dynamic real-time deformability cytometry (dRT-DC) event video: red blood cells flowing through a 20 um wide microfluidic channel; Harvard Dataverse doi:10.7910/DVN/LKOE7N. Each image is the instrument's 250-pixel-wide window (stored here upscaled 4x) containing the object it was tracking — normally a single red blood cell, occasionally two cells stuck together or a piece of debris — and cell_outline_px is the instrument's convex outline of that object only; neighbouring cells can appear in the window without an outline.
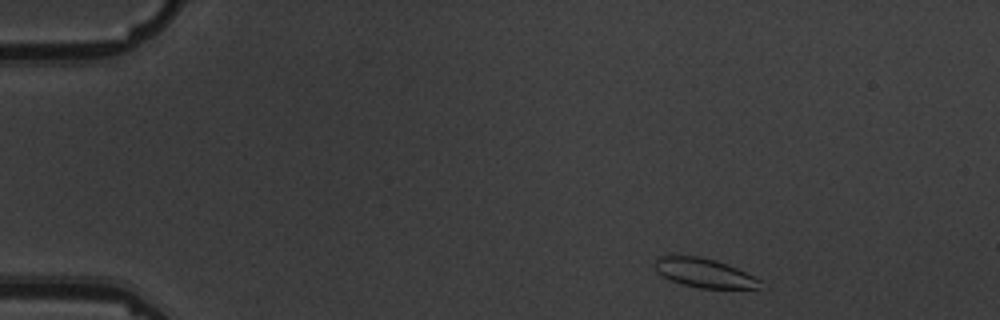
{"species": "common noctule bat (a hibernating species)", "species_latin": "Nyctalus noctula", "temperature_condition": "warm", "stored_images_in_passage": 6, "camera_frame_rate_fps": 3000, "um_per_image_px": 0.085, "animal": {"sex": "male", "body_mass_g": 19.5, "forearm_length_mm": 54.6}, "frame": {"image": 1, "passage_image": 1, "time_ms": 0.0, "image_size_px": [1000, 320], "cell_outline_px": [[764, 292], [700, 288], [684, 284], [672, 280], [656, 272], [652, 264], [660, 256], [700, 256], [716, 260], [736, 268], [760, 280]], "centroid_in_image_um": [59.99, 23.26], "position_along_channel_um": 25.0, "area_um2": 18.5}}
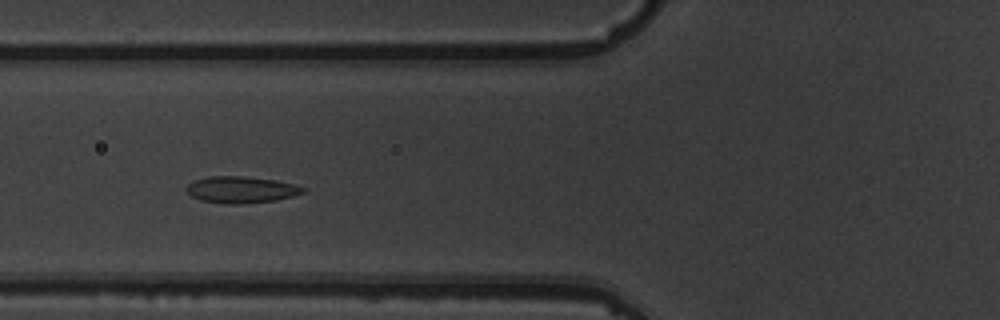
{"frame": {"image": 2, "passage_image": 5, "time_ms": 4.667, "image_size_px": [1000, 320], "cell_outline_px": [[304, 192], [292, 196], [276, 200], [244, 204], [224, 204], [200, 200], [192, 196], [184, 188], [188, 184], [196, 180], [208, 176], [244, 176], [276, 180], [292, 184], [304, 188]], "centroid_in_image_um": [20.46, 16.13], "position_along_channel_um": 105.3, "area_um2": 18.03}}
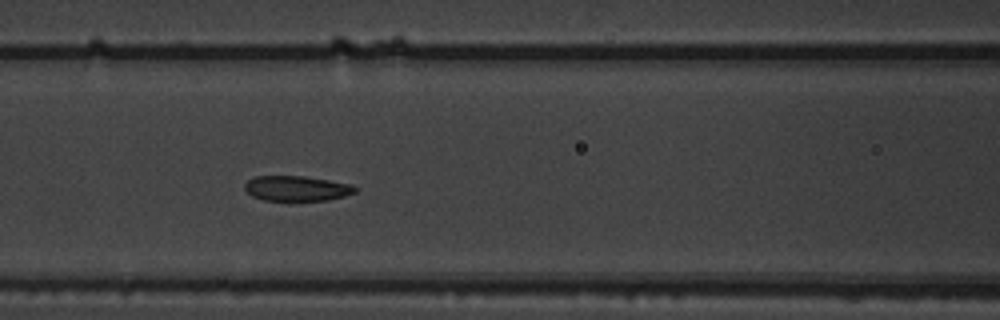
{"frame": {"image": 3, "passage_image": 6, "time_ms": 5.667, "image_size_px": [1000, 320], "cell_outline_px": [[360, 188], [356, 192], [344, 196], [328, 200], [264, 200], [252, 196], [244, 188], [244, 184], [248, 180], [256, 176], [304, 176], [352, 184]], "centroid_in_image_um": [25.25, 16.01], "position_along_channel_um": 141.3, "area_um2": 16.18}}